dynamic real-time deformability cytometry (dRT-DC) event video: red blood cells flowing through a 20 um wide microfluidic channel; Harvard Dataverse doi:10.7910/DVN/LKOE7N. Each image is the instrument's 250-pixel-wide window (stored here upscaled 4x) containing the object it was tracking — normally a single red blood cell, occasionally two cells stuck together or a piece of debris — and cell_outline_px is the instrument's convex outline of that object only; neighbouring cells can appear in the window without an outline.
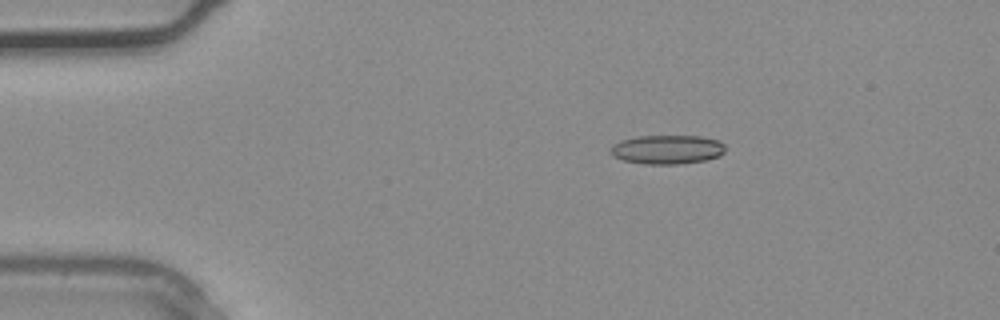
{"species": "common noctule bat (a hibernating species)", "species_latin": "Nyctalus noctula", "temperature_condition": "warm", "stored_images_in_passage": 30, "camera_frame_rate_fps": 3000, "um_per_image_px": 0.085, "animal": {"sex": "male", "body_mass_g": 20.4}, "frame": {"image": 1, "passage_image": 1, "time_ms": 0.0, "image_size_px": [1000, 320], "cell_outline_px": [[724, 152], [720, 156], [708, 160], [676, 164], [644, 164], [624, 160], [612, 156], [612, 144], [620, 140], [636, 136], [700, 136], [720, 140], [724, 144]], "centroid_in_image_um": [56.73, 12.7], "position_along_channel_um": 28.3, "area_um2": 19.54}}
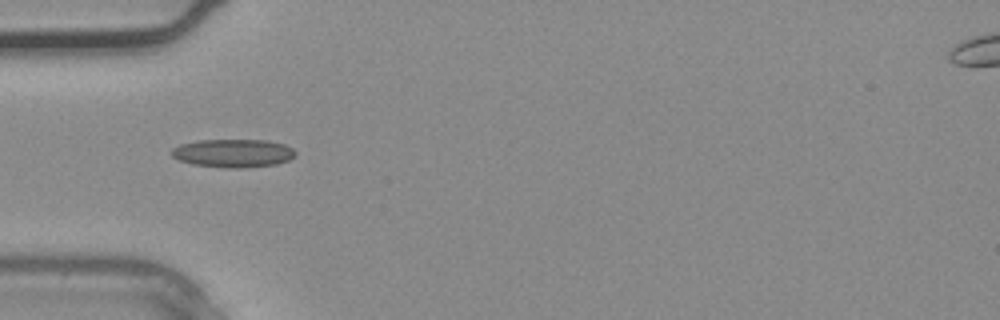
{"frame": {"image": 2, "passage_image": 6, "time_ms": 1.667, "image_size_px": [1000, 320], "cell_outline_px": [[296, 156], [288, 160], [276, 164], [240, 168], [228, 168], [192, 164], [180, 160], [172, 156], [172, 148], [180, 144], [200, 140], [268, 140], [284, 144], [292, 148], [296, 152]], "centroid_in_image_um": [19.84, 13.01], "position_along_channel_um": 65.2, "area_um2": 20.35}}
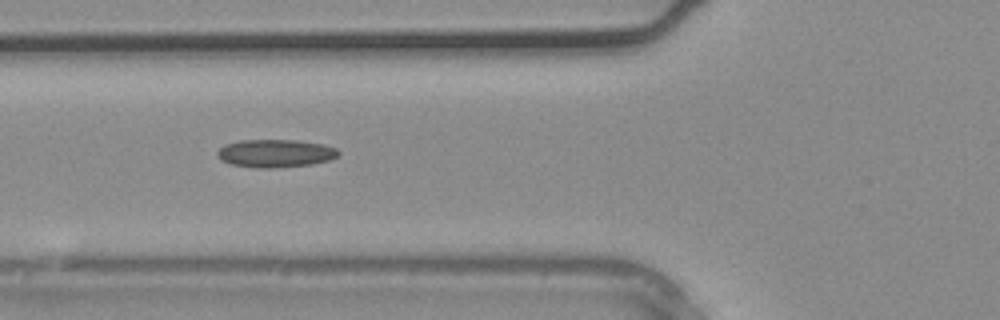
{"frame": {"image": 3, "passage_image": 8, "time_ms": 2.333, "image_size_px": [1000, 320], "cell_outline_px": [[340, 156], [328, 160], [312, 164], [272, 168], [260, 168], [232, 164], [220, 160], [216, 156], [216, 152], [224, 144], [240, 140], [296, 140], [324, 144], [336, 148], [340, 152]], "centroid_in_image_um": [23.41, 13.02], "position_along_channel_um": 102.4, "area_um2": 19.83}}